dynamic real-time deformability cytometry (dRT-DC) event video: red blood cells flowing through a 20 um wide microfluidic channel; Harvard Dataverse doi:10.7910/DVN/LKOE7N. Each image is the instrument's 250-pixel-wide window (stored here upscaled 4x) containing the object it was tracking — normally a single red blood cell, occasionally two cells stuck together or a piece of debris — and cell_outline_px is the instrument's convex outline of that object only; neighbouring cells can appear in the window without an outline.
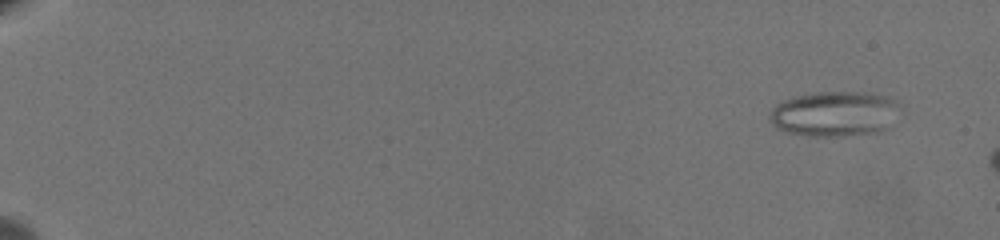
{"species": "common noctule bat (a hibernating species)", "species_latin": "Nyctalus noctula", "temperature_condition": "warm", "stored_images_in_passage": 14, "camera_frame_rate_fps": 3000, "um_per_image_px": 0.085, "animal": {"sex": "female", "body_mass_g": 19.5, "forearm_length_mm": 54.1}, "frame": {"image": 1, "passage_image": 5, "time_ms": 1.333, "image_size_px": [1000, 240], "cell_outline_px": [[904, 104], [884, 128], [876, 132], [840, 136], [812, 136], [788, 132], [776, 128], [768, 120], [768, 112], [776, 104], [784, 100], [796, 96], [816, 92], [868, 92], [892, 96]], "centroid_in_image_um": [70.94, 9.64], "position_along_channel_um": 14.1, "area_um2": 34.56}}